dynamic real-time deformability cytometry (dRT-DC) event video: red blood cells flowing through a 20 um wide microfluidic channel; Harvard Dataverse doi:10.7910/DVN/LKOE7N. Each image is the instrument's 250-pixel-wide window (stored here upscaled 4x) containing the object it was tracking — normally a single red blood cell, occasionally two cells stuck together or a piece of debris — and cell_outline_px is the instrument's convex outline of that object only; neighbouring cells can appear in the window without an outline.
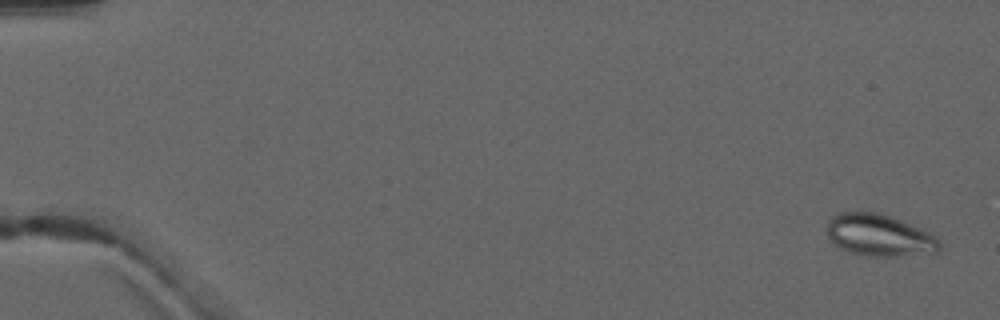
{"species": "common noctule bat (a hibernating species)", "species_latin": "Nyctalus noctula", "temperature_condition": "warm", "stored_images_in_passage": 5, "camera_frame_rate_fps": 3000, "um_per_image_px": 0.085, "animal": {"sex": "male", "forearm_length_mm": 52.5}, "frame": {"image": 1, "passage_image": 1, "time_ms": 0.0, "image_size_px": [1000, 320], "cell_outline_px": [[940, 252], [892, 256], [868, 256], [848, 252], [840, 248], [828, 236], [828, 220], [832, 216], [840, 212], [876, 212], [888, 216], [920, 228], [928, 232], [940, 240]], "centroid_in_image_um": [74.74, 20.0], "position_along_channel_um": 10.3, "area_um2": 27.17}}